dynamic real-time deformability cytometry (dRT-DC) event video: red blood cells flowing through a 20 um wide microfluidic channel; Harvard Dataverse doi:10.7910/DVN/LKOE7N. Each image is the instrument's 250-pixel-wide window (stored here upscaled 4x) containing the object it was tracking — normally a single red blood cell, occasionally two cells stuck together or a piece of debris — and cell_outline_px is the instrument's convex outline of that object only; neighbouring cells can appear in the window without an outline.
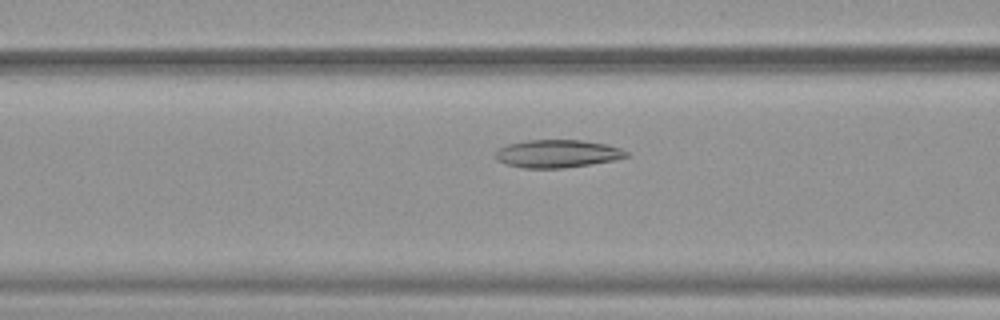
{"species": "common noctule bat (a hibernating species)", "species_latin": "Nyctalus noctula", "temperature_condition": "warm", "stored_images_in_passage": 52, "camera_frame_rate_fps": 3000, "um_per_image_px": 0.085, "animal": {"sex": "female", "body_mass_g": 19.9}, "frame": {"image": 1, "passage_image": 21, "time_ms": 6.667, "image_size_px": [1000, 320], "cell_outline_px": [[632, 156], [616, 160], [564, 168], [524, 168], [504, 164], [496, 160], [492, 156], [500, 148], [508, 144], [528, 140], [580, 140], [608, 144], [620, 148], [628, 152]], "centroid_in_image_um": [47.39, 13.07], "position_along_channel_um": 119.2, "area_um2": 21.5}}
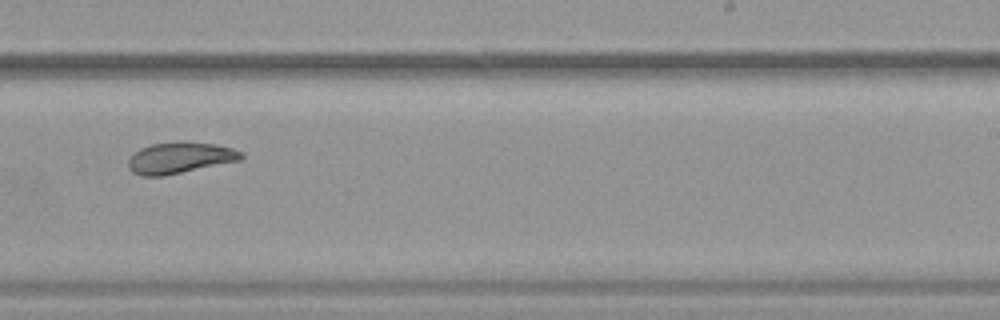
{"frame": {"image": 2, "passage_image": 33, "time_ms": 10.667, "image_size_px": [1000, 320], "cell_outline_px": [[244, 156], [240, 160], [164, 176], [140, 176], [132, 172], [128, 168], [128, 160], [140, 148], [152, 144], [180, 140], [216, 144], [232, 148], [240, 152]], "centroid_in_image_um": [15.27, 13.4], "position_along_channel_um": 273.7, "area_um2": 20.63}}
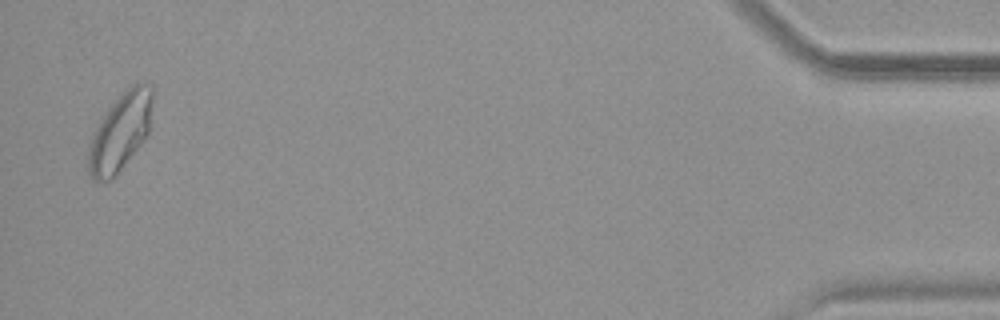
{"frame": {"image": 3, "passage_image": 51, "time_ms": 16.667, "image_size_px": [1000, 320], "cell_outline_px": [[152, 100], [148, 136], [120, 168], [108, 180], [92, 180], [88, 176], [88, 148], [92, 132], [100, 120], [112, 104], [132, 84], [148, 84], [152, 88]], "centroid_in_image_um": [10.19, 11.23], "position_along_channel_um": 425.0, "area_um2": 28.38}, "authors_computed_cell_mechanics": {"area_um2": 24.854, "velocity_mm_per_s": 3.8745, "shape_relaxation_time_tau1_ms": 5.2391, "shape_relaxation_time_tau2_ms": 3.885, "deformation_change_tau1": 0.126, "deformation_change_tau2": 0.0996}}